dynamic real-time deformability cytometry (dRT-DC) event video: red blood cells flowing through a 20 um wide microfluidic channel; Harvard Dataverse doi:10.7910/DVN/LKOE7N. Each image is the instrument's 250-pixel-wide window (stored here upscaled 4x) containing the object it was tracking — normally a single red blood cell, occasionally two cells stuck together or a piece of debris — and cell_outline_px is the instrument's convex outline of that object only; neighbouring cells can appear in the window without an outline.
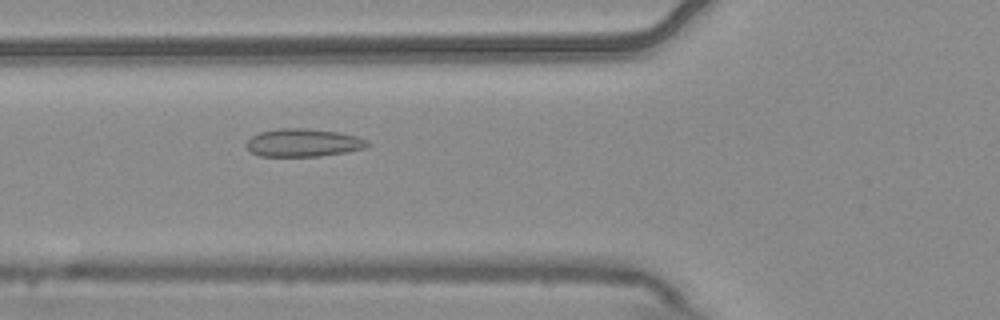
{"species": "common noctule bat (a hibernating species)", "species_latin": "Nyctalus noctula", "temperature_condition": "warm", "stored_images_in_passage": 6, "camera_frame_rate_fps": 3000, "um_per_image_px": 0.085, "animal": {"sex": "male", "body_mass_g": 20.4}, "frame": {"image": 1, "passage_image": 6, "time_ms": 1.667, "image_size_px": [1000, 320], "cell_outline_px": [[372, 144], [364, 148], [348, 152], [320, 156], [260, 156], [252, 152], [244, 144], [252, 136], [260, 132], [280, 128], [304, 128], [336, 132], [356, 136], [368, 140]], "centroid_in_image_um": [25.8, 12.13], "position_along_channel_um": 100.0, "area_um2": 19.71}}